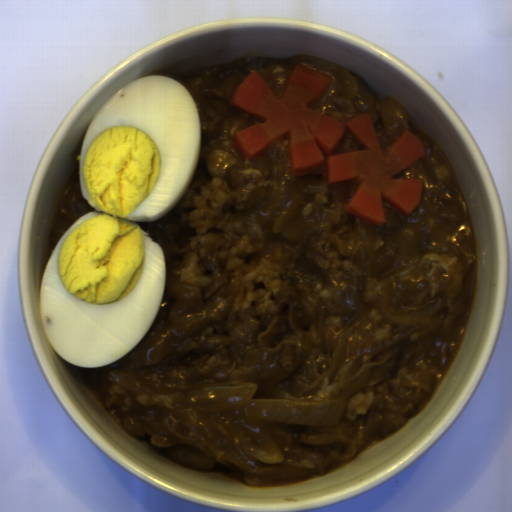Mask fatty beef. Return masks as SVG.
<instances>
[{"label": "fatty beef", "mask_w": 512, "mask_h": 512, "mask_svg": "<svg viewBox=\"0 0 512 512\" xmlns=\"http://www.w3.org/2000/svg\"><path fill=\"white\" fill-rule=\"evenodd\" d=\"M289 60L245 55L171 77L193 96L200 155L172 210L156 221L135 222L162 249V302L146 336L129 353L109 366H77L122 429L164 450L195 446L249 487L309 480L345 467L422 413L465 335L476 287L471 211L444 147L424 128L407 127L425 156L391 178L423 179L419 202L404 215L381 194L382 225L345 212L359 186L356 179L328 183L324 162L310 174L291 173L287 135L252 159L236 148V133L263 119L231 106L233 93L254 72L278 97L285 95L294 66ZM284 175L310 202L276 234L256 214ZM217 176L229 185L222 207L230 217L226 240L246 234L256 252L283 271L271 312L258 315L252 304L233 311L236 288L216 254L203 258L210 286H191L177 276L195 236L188 221L192 196ZM427 288L431 297L447 298V306L350 374L353 359L390 336L373 300L385 289L391 307L406 310ZM351 327L331 382L325 379L320 390L296 397L274 384L299 358L297 375L319 378L331 366L341 332ZM391 363V373L361 390L374 391L368 413L346 410L335 427L265 422L270 430L263 437L246 436L179 399L219 383L250 382L258 384L254 399L327 401L365 369ZM236 448L258 463L302 467L310 477L272 481L247 475L222 457Z\"/></svg>", "instance_id": "1"}, {"label": "fatty beef", "mask_w": 512, "mask_h": 512, "mask_svg": "<svg viewBox=\"0 0 512 512\" xmlns=\"http://www.w3.org/2000/svg\"><path fill=\"white\" fill-rule=\"evenodd\" d=\"M80 157L81 153L76 158L50 225L48 242L50 257L71 225L86 213L94 211L82 194L79 181Z\"/></svg>", "instance_id": "2"}, {"label": "fatty beef", "mask_w": 512, "mask_h": 512, "mask_svg": "<svg viewBox=\"0 0 512 512\" xmlns=\"http://www.w3.org/2000/svg\"><path fill=\"white\" fill-rule=\"evenodd\" d=\"M309 108L337 118L343 123L350 121L361 113H364L357 109L353 104L339 107L338 105L332 103L328 99V89L317 100L310 104Z\"/></svg>", "instance_id": "3"}, {"label": "fatty beef", "mask_w": 512, "mask_h": 512, "mask_svg": "<svg viewBox=\"0 0 512 512\" xmlns=\"http://www.w3.org/2000/svg\"><path fill=\"white\" fill-rule=\"evenodd\" d=\"M357 150H365V147L360 142V140L350 131L346 129L345 135L337 147V149L334 151L333 154L338 153H344V152H351V151H357Z\"/></svg>", "instance_id": "4"}]
</instances>
